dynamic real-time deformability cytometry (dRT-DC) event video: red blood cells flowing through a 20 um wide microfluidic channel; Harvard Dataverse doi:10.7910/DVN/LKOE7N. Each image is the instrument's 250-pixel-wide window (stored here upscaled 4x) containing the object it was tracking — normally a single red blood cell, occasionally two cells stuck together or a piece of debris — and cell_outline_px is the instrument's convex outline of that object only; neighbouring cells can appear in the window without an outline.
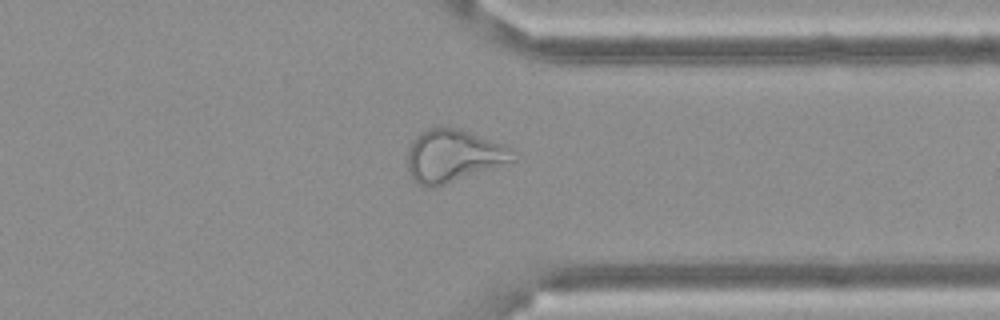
{"species": "Egyptian fruit bat (a non-hibernating species)", "species_latin": "Rousettus aegyptiacus", "temperature_condition": "cold", "stored_images_in_passage": 42, "camera_frame_rate_fps": 3000, "um_per_image_px": 0.085, "frame": {"image": 1, "passage_image": 30, "time_ms": 9.667, "image_size_px": [1000, 320], "cell_outline_px": [[516, 160], [432, 188], [424, 188], [412, 180], [408, 172], [408, 152], [412, 144], [420, 132], [428, 128], [456, 128], [504, 144], [508, 148]], "centroid_in_image_um": [38.47, 13.27], "position_along_channel_um": 372.9, "area_um2": 31.56}}
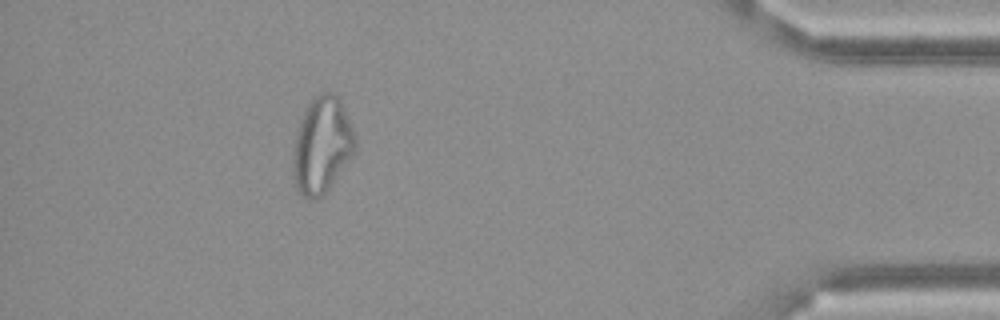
{"frame": {"image": 2, "passage_image": 37, "time_ms": 12.0, "image_size_px": [1000, 320], "cell_outline_px": [[356, 148], [328, 188], [320, 196], [312, 200], [300, 196], [296, 188], [292, 172], [292, 148], [296, 132], [300, 120], [308, 104], [320, 92], [332, 92], [340, 100], [344, 108], [352, 128], [356, 140]], "centroid_in_image_um": [27.31, 12.35], "position_along_channel_um": 407.9, "area_um2": 34.56}}